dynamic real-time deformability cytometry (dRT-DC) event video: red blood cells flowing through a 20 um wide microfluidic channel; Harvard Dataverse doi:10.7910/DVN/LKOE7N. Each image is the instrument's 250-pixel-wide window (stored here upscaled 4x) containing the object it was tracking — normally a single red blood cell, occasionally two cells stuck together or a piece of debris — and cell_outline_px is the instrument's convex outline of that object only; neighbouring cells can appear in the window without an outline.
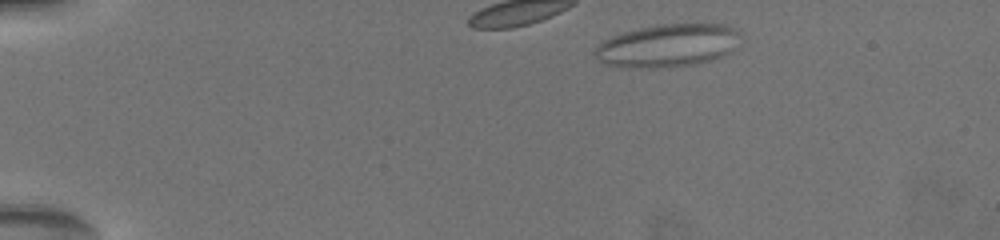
{"species": "common noctule bat (a hibernating species)", "species_latin": "Nyctalus noctula", "temperature_condition": "warm", "stored_images_in_passage": 41, "segment_of_instrument_passage": [1, 2], "camera_frame_rate_fps": 3000, "um_per_image_px": 0.085, "animal": {"sex": "female", "body_mass_g": 19.5, "forearm_length_mm": 54.1}, "frame": {"image": 1, "passage_image": 6, "time_ms": 1.667, "image_size_px": [1000, 240], "cell_outline_px": [[732, 32], [728, 52], [720, 56], [708, 60], [692, 64], [656, 68], [652, 68], [608, 64], [600, 60], [596, 56], [596, 48], [604, 40], [612, 36], [644, 28], [664, 24], [724, 24]], "centroid_in_image_um": [56.62, 3.88], "position_along_channel_um": 28.4, "area_um2": 33.99}}